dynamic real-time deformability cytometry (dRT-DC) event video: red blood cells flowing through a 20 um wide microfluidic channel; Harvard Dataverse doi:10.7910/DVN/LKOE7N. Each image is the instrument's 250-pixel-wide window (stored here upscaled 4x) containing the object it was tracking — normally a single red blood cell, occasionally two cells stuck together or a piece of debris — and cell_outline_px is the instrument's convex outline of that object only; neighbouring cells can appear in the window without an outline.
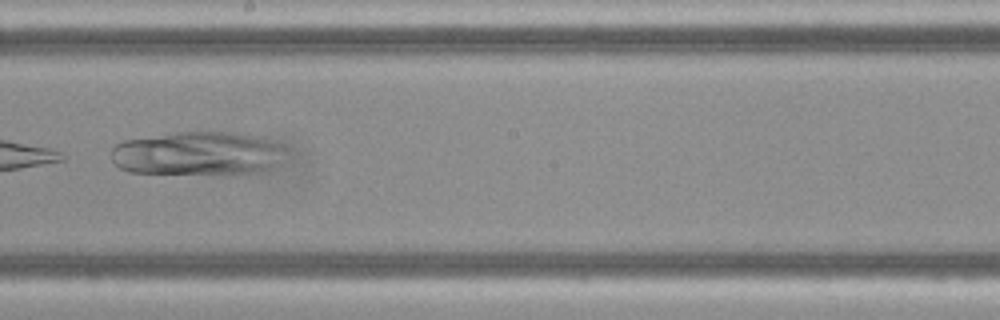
{"species": "Egyptian fruit bat (a non-hibernating species)", "species_latin": "Rousettus aegyptiacus", "temperature_condition": "cold", "stored_images_in_passage": 8, "camera_frame_rate_fps": 3000, "um_per_image_px": 0.085, "frame": {"image": 1, "passage_image": 8, "time_ms": 2.333, "image_size_px": [1000, 320], "cell_outline_px": [[288, 156], [268, 168], [260, 172], [244, 176], [224, 176], [128, 172], [120, 168], [112, 160], [112, 148], [116, 144], [124, 140], [180, 132], [236, 132], [256, 136], [280, 144], [288, 148]], "centroid_in_image_um": [16.89, 13.1], "position_along_channel_um": 231.3, "area_um2": 45.84}}